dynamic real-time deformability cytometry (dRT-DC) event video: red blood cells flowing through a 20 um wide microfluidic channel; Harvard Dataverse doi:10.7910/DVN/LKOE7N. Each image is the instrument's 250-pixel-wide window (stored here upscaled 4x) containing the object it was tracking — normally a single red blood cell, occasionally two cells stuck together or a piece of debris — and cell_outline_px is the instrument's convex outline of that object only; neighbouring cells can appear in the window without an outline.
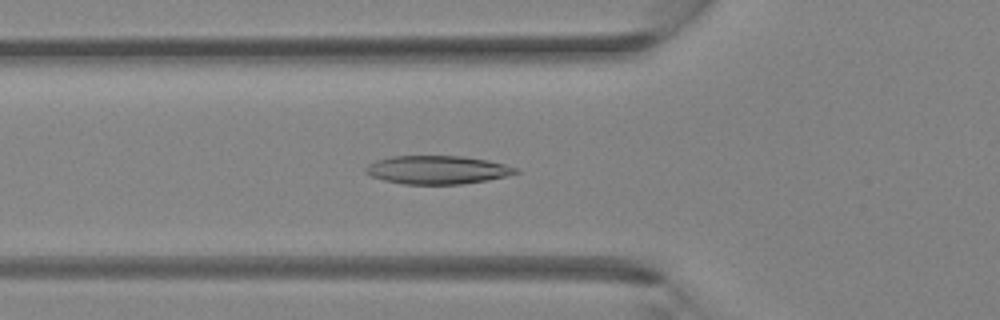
{"species": "Egyptian fruit bat (a non-hibernating species)", "species_latin": "Rousettus aegyptiacus", "temperature_condition": "room temperature", "stored_images_in_passage": 39, "camera_frame_rate_fps": 3000, "um_per_image_px": 0.085, "animal": {"sex": "female"}, "frame": {"image": 1, "passage_image": 13, "time_ms": 4.0, "image_size_px": [1000, 320], "cell_outline_px": [[520, 172], [488, 180], [460, 184], [404, 184], [384, 180], [372, 176], [364, 172], [364, 168], [368, 164], [376, 160], [392, 156], [464, 156], [488, 160], [520, 168]], "centroid_in_image_um": [37.18, 14.43], "position_along_channel_um": 88.6, "area_um2": 24.85}}
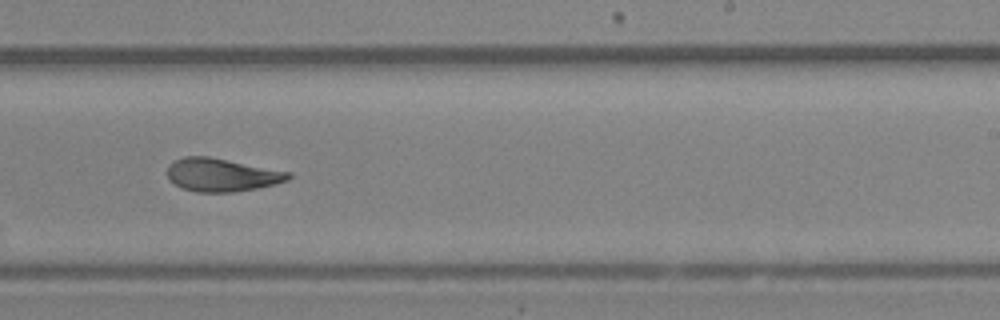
{"frame": {"image": 2, "passage_image": 24, "time_ms": 7.667, "image_size_px": [1000, 320], "cell_outline_px": [[292, 176], [288, 180], [276, 184], [256, 188], [232, 192], [196, 192], [180, 188], [168, 176], [168, 164], [184, 156], [208, 156], [292, 172]], "centroid_in_image_um": [18.87, 14.86], "position_along_channel_um": 270.1, "area_um2": 23.35}}
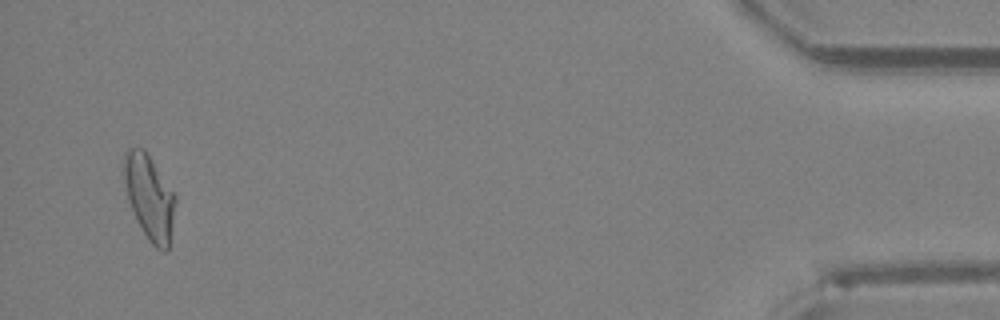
{"frame": {"image": 3, "passage_image": 38, "time_ms": 12.333, "image_size_px": [1000, 320], "cell_outline_px": [[176, 204], [168, 252], [160, 252], [148, 240], [128, 200], [124, 180], [124, 152], [128, 148], [144, 148], [176, 192]], "centroid_in_image_um": [12.74, 16.75], "position_along_channel_um": 422.5, "area_um2": 25.61}}